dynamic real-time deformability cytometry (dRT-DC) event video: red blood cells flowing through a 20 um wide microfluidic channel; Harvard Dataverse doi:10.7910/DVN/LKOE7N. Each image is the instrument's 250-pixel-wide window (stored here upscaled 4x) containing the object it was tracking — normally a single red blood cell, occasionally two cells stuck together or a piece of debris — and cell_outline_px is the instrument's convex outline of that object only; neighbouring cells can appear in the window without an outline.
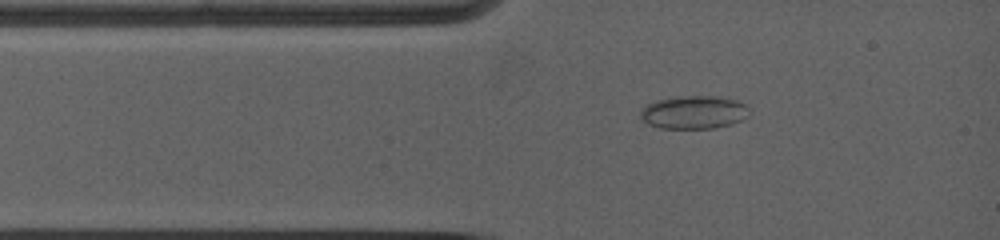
{"species": "common noctule bat (a hibernating species)", "species_latin": "Nyctalus noctula", "temperature_condition": "warm", "stored_images_in_passage": 6, "camera_frame_rate_fps": 5000, "um_per_image_px": 0.085, "animal": {"sex": "female", "body_mass_g": 19.0, "forearm_length_mm": 53.3}, "frame": {"image": 1, "passage_image": 3, "time_ms": 1.4, "image_size_px": [1000, 240], "cell_outline_px": [[748, 116], [732, 124], [716, 128], [660, 128], [648, 124], [640, 120], [640, 112], [648, 104], [656, 100], [676, 96], [716, 96], [736, 100], [744, 104], [748, 108]], "centroid_in_image_um": [58.95, 9.54], "position_along_channel_um": 26.0, "area_um2": 21.04}}
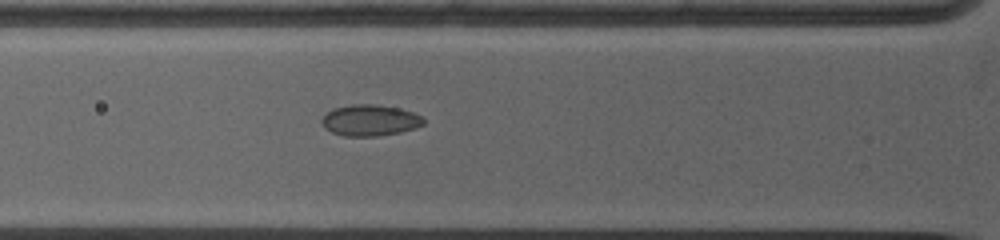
{"frame": {"image": 2, "passage_image": 6, "time_ms": 3.4, "image_size_px": [1000, 240], "cell_outline_px": [[424, 124], [416, 128], [400, 132], [380, 136], [344, 136], [332, 132], [324, 128], [320, 120], [332, 108], [352, 104], [376, 104], [396, 108], [412, 112], [420, 116], [424, 120]], "centroid_in_image_um": [31.42, 10.23], "position_along_channel_um": 94.4, "area_um2": 18.5}}